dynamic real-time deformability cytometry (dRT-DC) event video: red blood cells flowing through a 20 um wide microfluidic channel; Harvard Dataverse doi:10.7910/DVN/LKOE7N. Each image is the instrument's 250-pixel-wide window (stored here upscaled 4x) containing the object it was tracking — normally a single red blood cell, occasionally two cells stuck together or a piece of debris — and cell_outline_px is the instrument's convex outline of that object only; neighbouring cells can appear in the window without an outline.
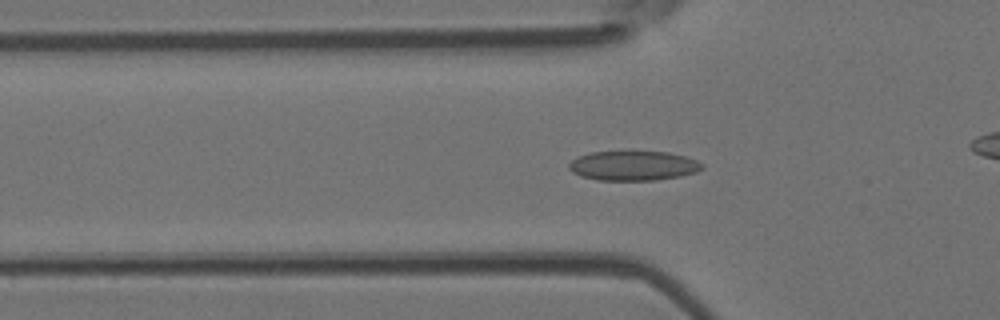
{"species": "Egyptian fruit bat (a non-hibernating species)", "species_latin": "Rousettus aegyptiacus", "temperature_condition": "room temperature", "stored_images_in_passage": 52, "camera_frame_rate_fps": 3000, "um_per_image_px": 0.085, "animal": {"sex": "female"}, "frame": {"image": 1, "passage_image": 16, "time_ms": 5.0, "image_size_px": [1000, 320], "cell_outline_px": [[704, 168], [696, 172], [680, 176], [656, 180], [596, 180], [580, 176], [572, 172], [568, 168], [568, 164], [576, 156], [592, 152], [628, 148], [668, 152], [684, 156], [696, 160], [704, 164]], "centroid_in_image_um": [53.8, 14.03], "position_along_channel_um": 72.0, "area_um2": 24.1}}
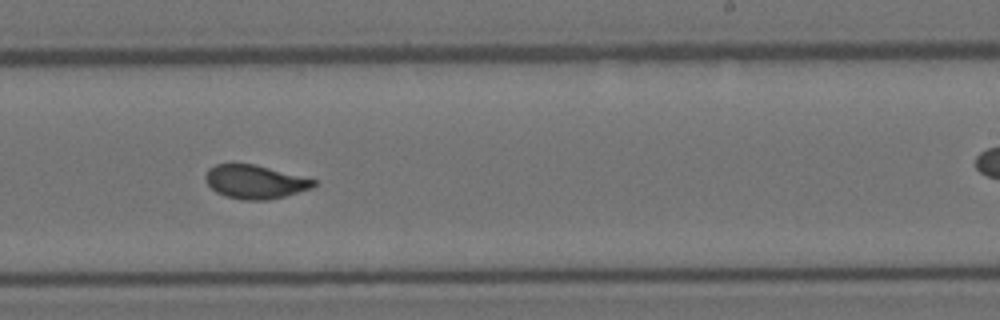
{"frame": {"image": 2, "passage_image": 31, "time_ms": 10.0, "image_size_px": [1000, 320], "cell_outline_px": [[316, 184], [312, 188], [284, 196], [268, 200], [240, 200], [224, 196], [216, 192], [204, 180], [204, 176], [208, 168], [216, 164], [232, 160], [256, 164], [316, 180]], "centroid_in_image_um": [21.59, 15.41], "position_along_channel_um": 267.4, "area_um2": 21.85}}
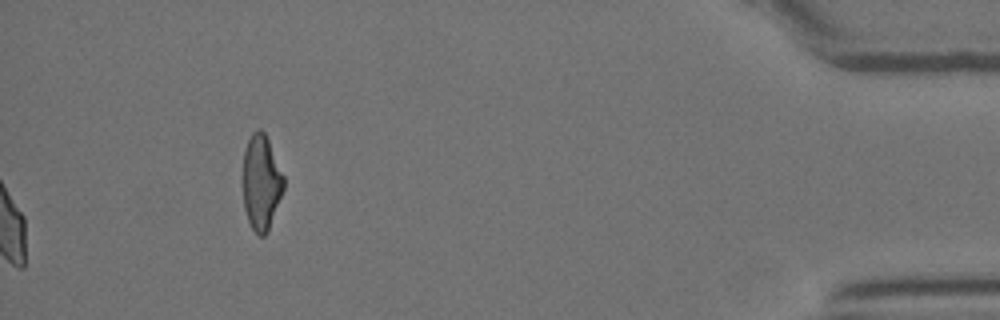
{"frame": {"image": 3, "passage_image": 52, "time_ms": 17.0, "image_size_px": [1000, 320], "cell_outline_px": [[284, 188], [268, 232], [264, 236], [256, 236], [248, 220], [244, 208], [244, 148], [252, 132], [256, 128], [260, 128], [264, 132], [268, 140], [284, 176]], "centroid_in_image_um": [22.21, 15.52], "position_along_channel_um": 413.0, "area_um2": 22.54}, "authors_computed_cell_mechanics": {"area_um2": 21.8484, "velocity_mm_per_s": 3.9035, "shape_relaxation_time_tau1_ms": 6.1894, "shape_relaxation_time_tau2_ms": 0.5875, "deformation_change_tau1": 0.1597, "deformation_change_tau2": 0.0419}}